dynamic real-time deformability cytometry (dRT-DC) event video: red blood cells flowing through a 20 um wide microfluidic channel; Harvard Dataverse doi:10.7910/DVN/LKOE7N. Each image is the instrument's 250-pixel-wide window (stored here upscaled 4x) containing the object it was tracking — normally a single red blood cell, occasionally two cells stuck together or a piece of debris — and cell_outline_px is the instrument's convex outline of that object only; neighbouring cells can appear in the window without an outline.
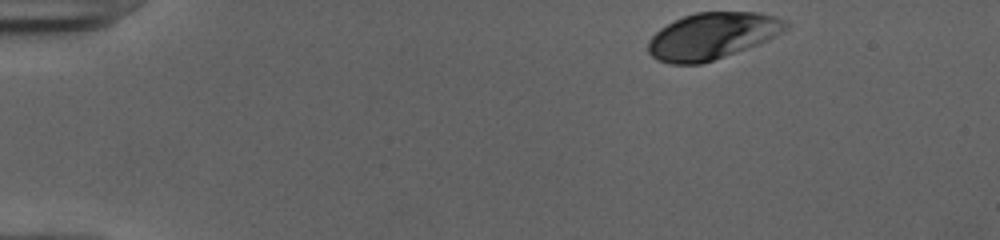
{"species": "human", "species_latin": "Homo sapiens", "temperature_condition": "cold", "stored_images_in_passage": 45, "camera_frame_rate_fps": 3000, "um_per_image_px": 0.085, "donor": {"sex": "female"}, "frame": {"image": 1, "passage_image": 1, "time_ms": 0.0, "image_size_px": [1000, 240], "cell_outline_px": [[788, 28], [784, 32], [768, 40], [724, 56], [700, 64], [668, 64], [656, 60], [648, 52], [648, 40], [660, 28], [684, 16], [696, 12], [756, 12], [776, 16], [788, 20]], "centroid_in_image_um": [60.55, 3.05], "position_along_channel_um": 24.5, "area_um2": 37.34}}
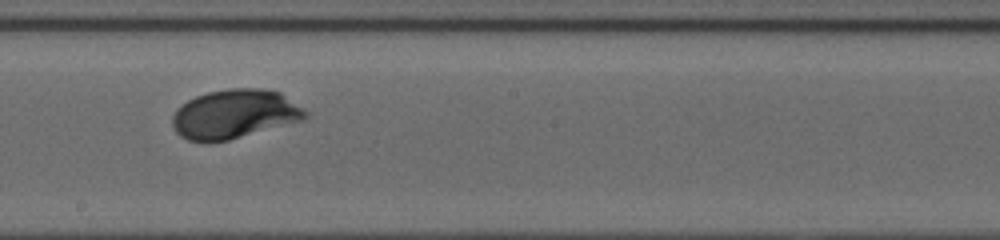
{"frame": {"image": 2, "passage_image": 24, "time_ms": 7.667, "image_size_px": [1000, 240], "cell_outline_px": [[312, 116], [304, 120], [228, 140], [208, 144], [188, 140], [180, 136], [176, 132], [172, 124], [172, 116], [176, 108], [180, 104], [196, 96], [208, 92], [228, 88], [264, 88], [280, 92], [304, 108]], "centroid_in_image_um": [19.94, 9.7], "position_along_channel_um": 228.3, "area_um2": 38.67}}
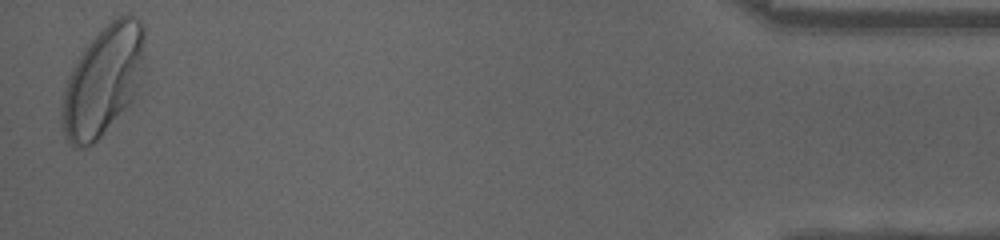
{"frame": {"image": 3, "passage_image": 45, "time_ms": 14.667, "image_size_px": [1000, 240], "cell_outline_px": [[144, 64], [136, 92], [132, 100], [100, 136], [92, 144], [80, 148], [72, 148], [60, 124], [60, 112], [64, 88], [68, 76], [84, 48], [116, 16], [128, 12], [140, 20], [144, 24]], "centroid_in_image_um": [8.76, 6.85], "position_along_channel_um": 426.4, "area_um2": 52.6}, "authors_computed_cell_mechanics": {"area_um2": 37.6856, "velocity_mm_per_s": 3.9442, "shape_relaxation_time_tau1_ms": 1.8326, "shape_relaxation_time_tau2_ms": null, "deformation_change_tau1": 0.1306, "deformation_change_tau2": null}}